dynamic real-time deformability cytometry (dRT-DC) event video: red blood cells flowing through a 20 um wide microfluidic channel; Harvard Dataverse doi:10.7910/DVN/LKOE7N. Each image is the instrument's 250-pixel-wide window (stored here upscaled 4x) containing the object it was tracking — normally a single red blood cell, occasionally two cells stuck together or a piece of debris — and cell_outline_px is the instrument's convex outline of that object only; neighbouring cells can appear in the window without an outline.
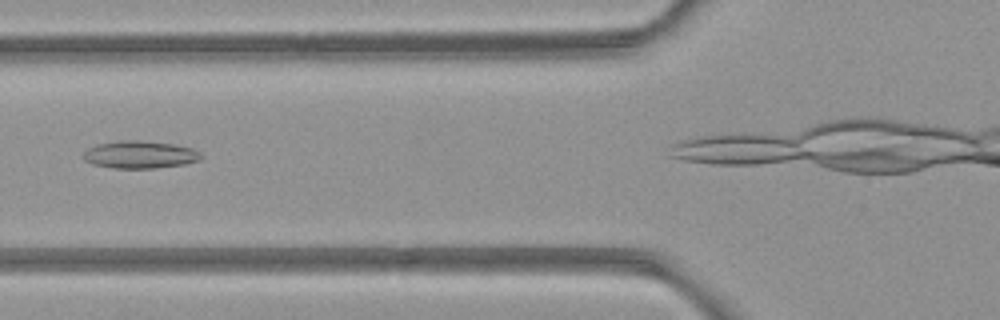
{"species": "common noctule bat (a hibernating species)", "species_latin": "Nyctalus noctula", "temperature_condition": "room temperature", "stored_images_in_passage": 7, "segment_of_instrument_passage": [1, 2], "camera_frame_rate_fps": 3000, "um_per_image_px": 0.085, "animal": {"sex": "female", "body_mass_g": 21.9}, "frame": {"image": 1, "passage_image": 2, "time_ms": 1.0, "image_size_px": [1000, 320], "cell_outline_px": [[200, 160], [184, 164], [156, 168], [112, 168], [92, 164], [84, 160], [84, 152], [88, 148], [96, 144], [120, 140], [140, 140], [172, 144], [192, 148], [200, 152]], "centroid_in_image_um": [11.86, 13.14], "position_along_channel_um": 113.9, "area_um2": 18.84}}